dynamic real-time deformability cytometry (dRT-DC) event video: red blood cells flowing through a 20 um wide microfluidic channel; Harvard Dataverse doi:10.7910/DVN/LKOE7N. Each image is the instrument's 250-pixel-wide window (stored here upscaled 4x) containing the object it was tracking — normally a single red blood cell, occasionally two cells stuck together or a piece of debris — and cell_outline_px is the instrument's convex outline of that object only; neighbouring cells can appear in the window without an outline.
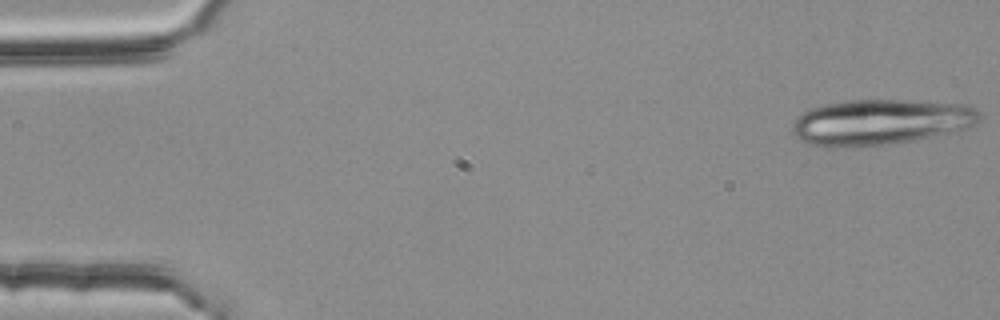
{"species": "common noctule bat (a hibernating species)", "species_latin": "Nyctalus noctula", "temperature_condition": "room temperature", "stored_images_in_passage": 27, "camera_frame_rate_fps": 3000, "um_per_image_px": 0.085, "animal": {"sex": "female", "body_mass_g": 25.1}, "frame": {"image": 1, "passage_image": 1, "time_ms": 0.0, "image_size_px": [1000, 320], "cell_outline_px": [[980, 120], [976, 124], [964, 128], [916, 140], [888, 144], [852, 148], [832, 148], [804, 144], [792, 132], [792, 124], [796, 116], [808, 108], [824, 104], [852, 100], [908, 100], [964, 104], [976, 108], [980, 112]], "centroid_in_image_um": [74.76, 10.39], "position_along_channel_um": 10.2, "area_um2": 50.34}}